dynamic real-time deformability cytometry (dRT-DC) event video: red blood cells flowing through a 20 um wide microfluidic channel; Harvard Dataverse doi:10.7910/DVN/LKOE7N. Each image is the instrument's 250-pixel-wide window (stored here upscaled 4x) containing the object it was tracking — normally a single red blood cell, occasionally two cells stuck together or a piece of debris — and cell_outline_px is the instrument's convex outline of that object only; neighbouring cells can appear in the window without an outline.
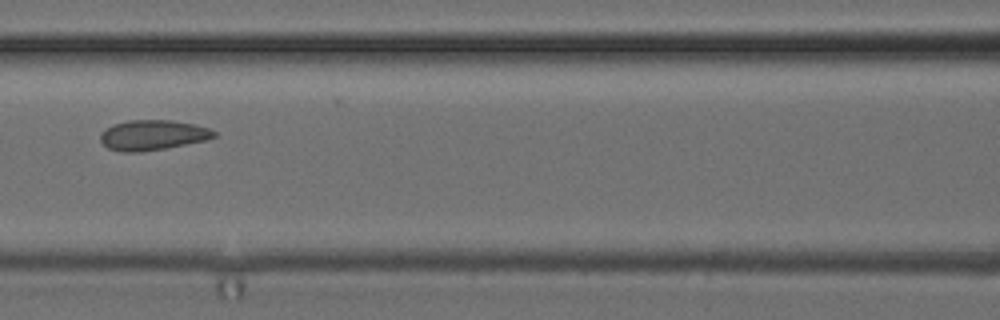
{"species": "common noctule bat (a hibernating species)", "species_latin": "Nyctalus noctula", "temperature_condition": "cold", "stored_images_in_passage": 7, "camera_frame_rate_fps": 3000, "um_per_image_px": 0.085, "animal": {"sex": "female", "body_mass_g": 24.6, "forearm_length_mm": 56.2}, "frame": {"image": 1, "passage_image": 6, "time_ms": 6.667, "image_size_px": [1000, 320], "cell_outline_px": [[216, 136], [204, 140], [164, 148], [140, 152], [120, 152], [108, 148], [100, 140], [100, 132], [112, 124], [128, 120], [172, 120], [192, 124], [208, 128], [216, 132]], "centroid_in_image_um": [12.91, 11.47], "position_along_channel_um": 153.7, "area_um2": 19.83}}
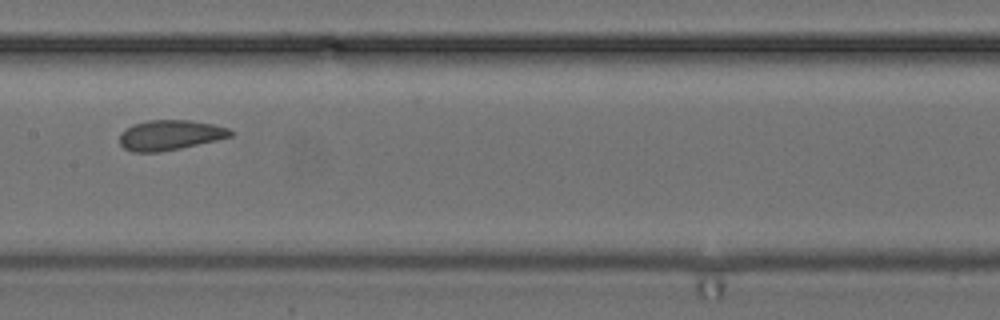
{"frame": {"image": 2, "passage_image": 7, "time_ms": 7.667, "image_size_px": [1000, 320], "cell_outline_px": [[236, 132], [232, 136], [216, 140], [180, 148], [160, 152], [132, 152], [124, 148], [120, 144], [120, 132], [132, 124], [148, 120], [188, 120], [212, 124], [228, 128]], "centroid_in_image_um": [14.44, 11.48], "position_along_channel_um": 193.0, "area_um2": 19.48}}